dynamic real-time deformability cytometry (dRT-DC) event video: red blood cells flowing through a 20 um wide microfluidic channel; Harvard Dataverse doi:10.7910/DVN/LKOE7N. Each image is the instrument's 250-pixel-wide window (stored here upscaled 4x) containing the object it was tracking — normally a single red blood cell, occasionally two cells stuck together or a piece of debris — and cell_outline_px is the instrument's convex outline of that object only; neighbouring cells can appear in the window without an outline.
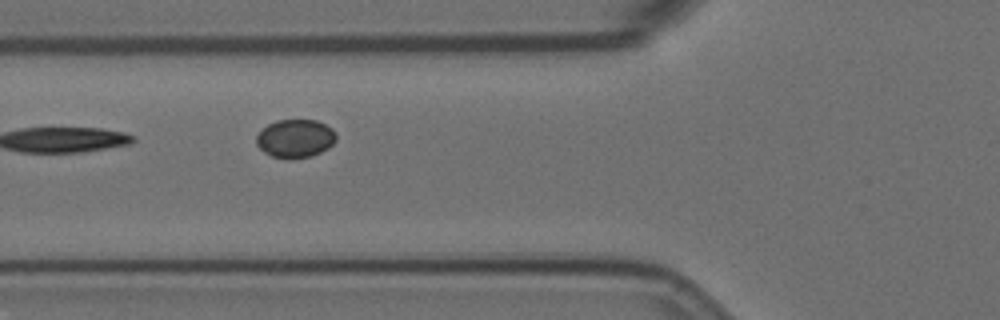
{"species": "Egyptian fruit bat (a non-hibernating species)", "species_latin": "Rousettus aegyptiacus", "temperature_condition": "room temperature", "stored_images_in_passage": 9, "camera_frame_rate_fps": 3000, "um_per_image_px": 0.085, "animal": {"sex": "female"}, "frame": {"image": 1, "passage_image": 6, "time_ms": 6.667, "image_size_px": [1000, 320], "cell_outline_px": [[336, 140], [328, 148], [312, 156], [288, 160], [272, 156], [264, 152], [256, 144], [256, 136], [268, 124], [276, 120], [316, 120], [332, 128], [336, 132]], "centroid_in_image_um": [25.1, 11.78], "position_along_channel_um": 100.7, "area_um2": 17.92}}
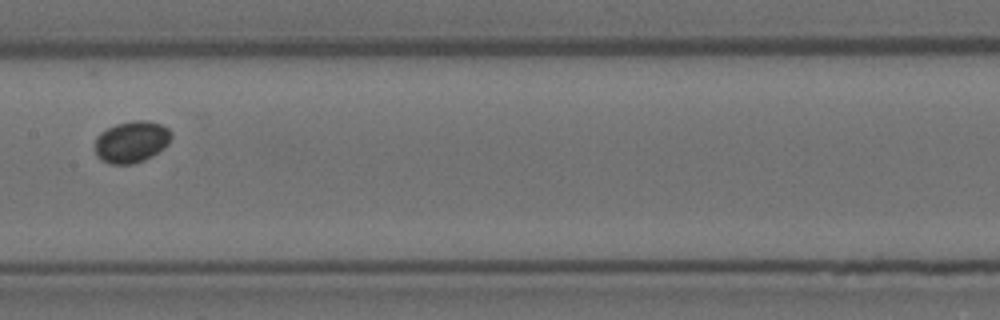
{"frame": {"image": 2, "passage_image": 8, "time_ms": 9.333, "image_size_px": [1000, 320], "cell_outline_px": [[172, 136], [168, 144], [164, 148], [152, 156], [144, 160], [132, 164], [108, 164], [100, 160], [96, 156], [96, 136], [100, 132], [116, 124], [132, 120], [148, 120], [160, 124], [168, 128], [172, 132]], "centroid_in_image_um": [11.18, 12.05], "position_along_channel_um": 196.2, "area_um2": 18.73}}
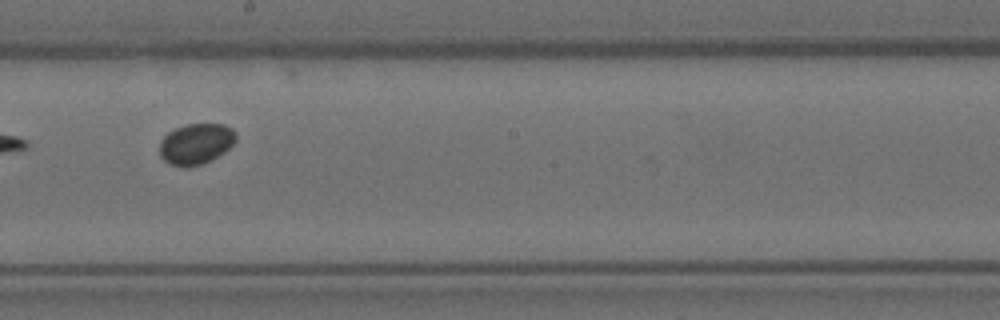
{"frame": {"image": 3, "passage_image": 9, "time_ms": 10.333, "image_size_px": [1000, 320], "cell_outline_px": [[236, 140], [224, 152], [200, 164], [188, 168], [184, 168], [168, 164], [160, 156], [160, 140], [168, 132], [176, 128], [188, 124], [224, 124], [232, 128], [236, 132]], "centroid_in_image_um": [16.63, 12.23], "position_along_channel_um": 231.6, "area_um2": 18.15}}